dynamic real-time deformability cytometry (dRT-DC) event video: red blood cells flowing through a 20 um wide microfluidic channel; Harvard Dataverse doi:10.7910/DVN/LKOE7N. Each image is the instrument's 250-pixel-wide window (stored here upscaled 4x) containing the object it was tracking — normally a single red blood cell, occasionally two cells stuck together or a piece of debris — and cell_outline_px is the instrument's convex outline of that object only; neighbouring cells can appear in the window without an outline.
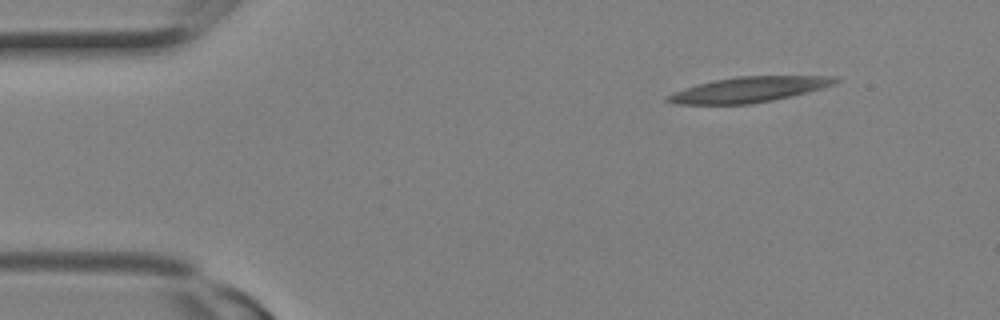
{"species": "Egyptian fruit bat (a non-hibernating species)", "species_latin": "Rousettus aegyptiacus", "temperature_condition": "room temperature", "stored_images_in_passage": 1, "camera_frame_rate_fps": 3000, "um_per_image_px": 0.085, "animal": {"sex": "female"}, "frame": {"image": 1, "passage_image": 1, "time_ms": 0.0, "image_size_px": [1000, 320], "cell_outline_px": [[840, 80], [832, 84], [808, 92], [792, 96], [752, 104], [676, 104], [664, 100], [664, 96], [700, 84], [716, 80], [736, 76], [840, 76]], "centroid_in_image_um": [63.69, 7.61], "position_along_channel_um": 21.3, "area_um2": 24.45}}